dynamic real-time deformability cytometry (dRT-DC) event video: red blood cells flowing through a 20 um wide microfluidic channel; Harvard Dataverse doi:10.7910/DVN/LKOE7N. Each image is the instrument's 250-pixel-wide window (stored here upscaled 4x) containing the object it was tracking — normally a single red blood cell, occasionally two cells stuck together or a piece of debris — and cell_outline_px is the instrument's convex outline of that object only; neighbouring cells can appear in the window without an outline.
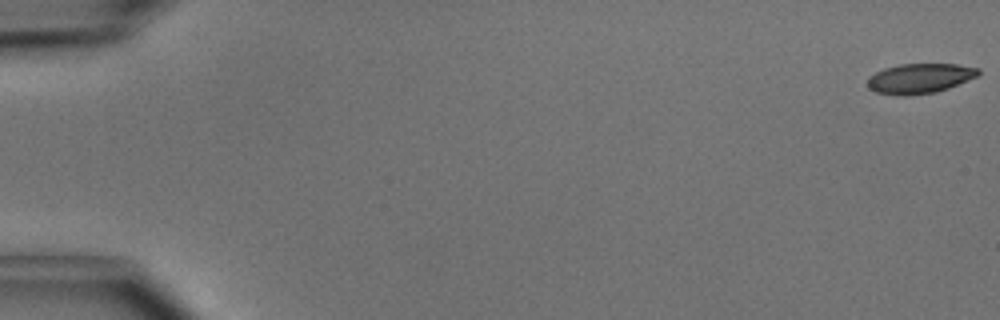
{"species": "common noctule bat (a hibernating species)", "species_latin": "Nyctalus noctula", "temperature_condition": "cold", "stored_images_in_passage": 50, "camera_frame_rate_fps": 3000, "um_per_image_px": 0.085, "animal": {"sex": "male", "body_mass_g": 15.6}, "frame": {"image": 1, "passage_image": 1, "time_ms": 0.0, "image_size_px": [1000, 320], "cell_outline_px": [[980, 72], [976, 76], [948, 88], [936, 92], [908, 96], [896, 96], [876, 92], [868, 88], [868, 76], [884, 68], [900, 64], [956, 64], [980, 68]], "centroid_in_image_um": [78.14, 6.67], "position_along_channel_um": 6.9, "area_um2": 19.36}}
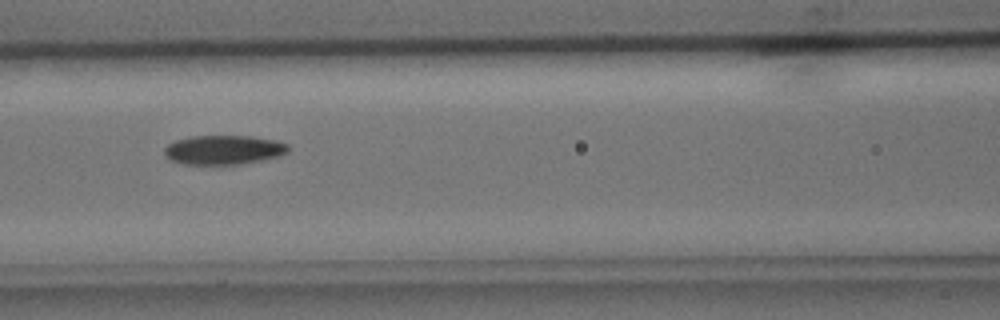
{"frame": {"image": 2, "passage_image": 23, "time_ms": 7.333, "image_size_px": [1000, 320], "cell_outline_px": [[288, 152], [280, 156], [264, 160], [240, 164], [184, 164], [168, 160], [164, 156], [164, 148], [168, 144], [176, 140], [192, 136], [252, 136], [276, 140], [288, 144]], "centroid_in_image_um": [19.0, 12.74], "position_along_channel_um": 147.6, "area_um2": 21.33}}
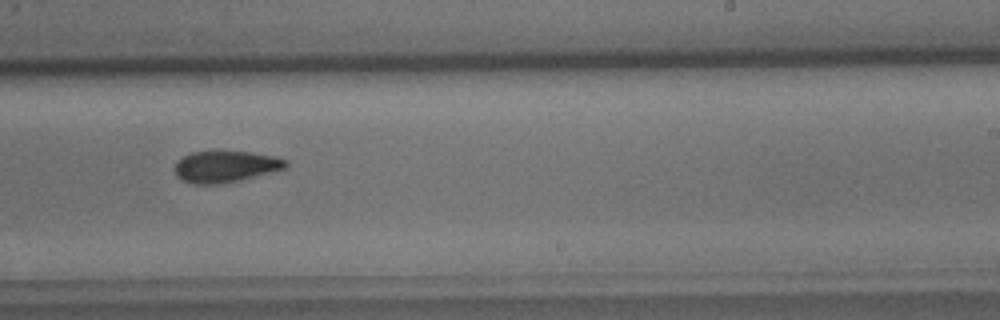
{"frame": {"image": 3, "passage_image": 32, "time_ms": 10.333, "image_size_px": [1000, 320], "cell_outline_px": [[288, 164], [284, 168], [272, 172], [228, 184], [192, 184], [180, 180], [176, 176], [172, 168], [176, 160], [192, 152], [248, 152], [276, 156], [288, 160]], "centroid_in_image_um": [19.13, 14.18], "position_along_channel_um": 269.9, "area_um2": 20.75}, "authors_computed_cell_mechanics": {"area_um2": 20.5479, "velocity_mm_per_s": 4.086, "shape_relaxation_time_tau1_ms": 4.3182, "shape_relaxation_time_tau2_ms": null, "deformation_change_tau1": 0.1361, "deformation_change_tau2": null}}